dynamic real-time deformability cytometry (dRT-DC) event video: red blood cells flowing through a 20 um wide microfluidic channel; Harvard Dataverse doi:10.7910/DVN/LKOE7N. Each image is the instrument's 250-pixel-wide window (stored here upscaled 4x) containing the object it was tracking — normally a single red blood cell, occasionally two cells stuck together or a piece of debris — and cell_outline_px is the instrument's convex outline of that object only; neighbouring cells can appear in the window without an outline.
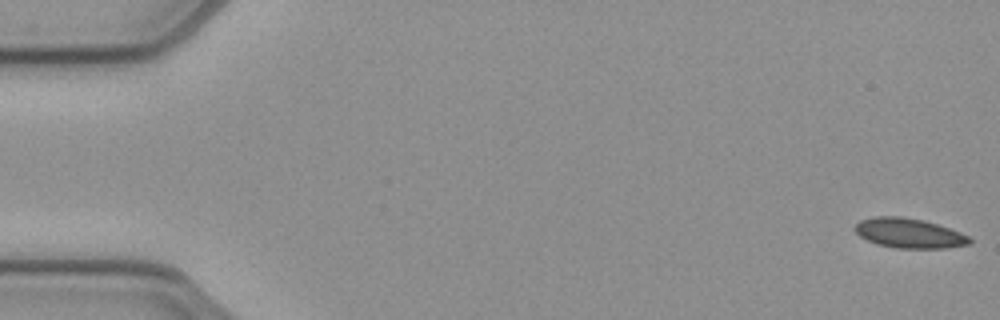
{"species": "common noctule bat (a hibernating species)", "species_latin": "Nyctalus noctula", "temperature_condition": "cold", "stored_images_in_passage": 52, "camera_frame_rate_fps": 3000, "um_per_image_px": 0.085, "animal": {"sex": "female", "body_mass_g": 21.9}, "frame": {"image": 1, "passage_image": 1, "time_ms": 0.0, "image_size_px": [1000, 320], "cell_outline_px": [[972, 240], [968, 244], [944, 248], [896, 248], [876, 244], [860, 236], [852, 228], [860, 220], [876, 216], [900, 216], [924, 220], [960, 232], [968, 236]], "centroid_in_image_um": [77.23, 19.81], "position_along_channel_um": 7.8, "area_um2": 19.77}}
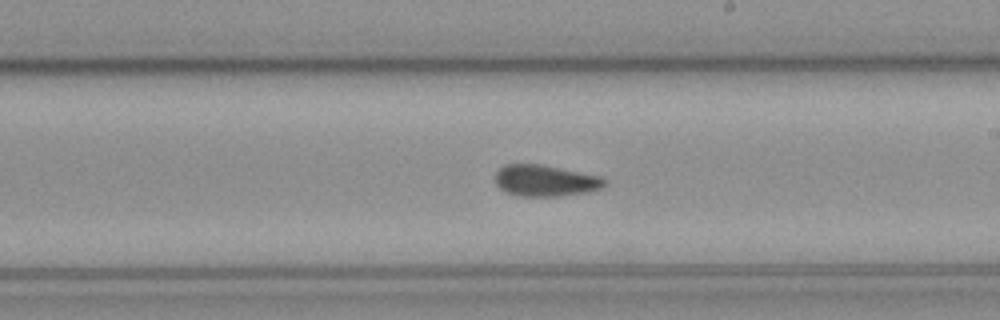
{"frame": {"image": 2, "passage_image": 30, "time_ms": 9.667, "image_size_px": [1000, 320], "cell_outline_px": [[608, 184], [600, 188], [588, 192], [560, 196], [516, 196], [500, 188], [496, 184], [496, 172], [504, 164], [540, 164], [600, 176], [608, 180]], "centroid_in_image_um": [46.37, 15.36], "position_along_channel_um": 242.6, "area_um2": 20.0}}
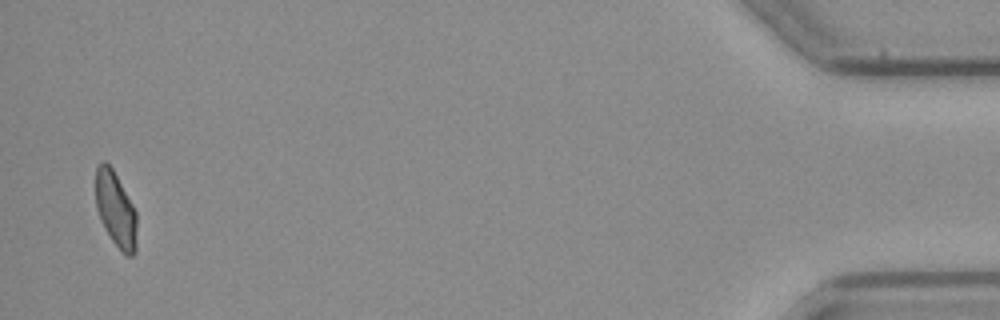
{"frame": {"image": 3, "passage_image": 51, "time_ms": 16.667, "image_size_px": [1000, 320], "cell_outline_px": [[136, 252], [132, 256], [124, 256], [120, 252], [112, 240], [100, 220], [96, 208], [96, 168], [104, 160], [112, 168], [132, 204], [136, 212]], "centroid_in_image_um": [9.83, 17.86], "position_along_channel_um": 425.4, "area_um2": 17.98}, "authors_computed_cell_mechanics": {"area_um2": 20.0277, "velocity_mm_per_s": 3.921, "shape_relaxation_time_tau1_ms": null, "shape_relaxation_time_tau2_ms": 2.7229, "deformation_change_tau1": null, "deformation_change_tau2": 0.0537}}